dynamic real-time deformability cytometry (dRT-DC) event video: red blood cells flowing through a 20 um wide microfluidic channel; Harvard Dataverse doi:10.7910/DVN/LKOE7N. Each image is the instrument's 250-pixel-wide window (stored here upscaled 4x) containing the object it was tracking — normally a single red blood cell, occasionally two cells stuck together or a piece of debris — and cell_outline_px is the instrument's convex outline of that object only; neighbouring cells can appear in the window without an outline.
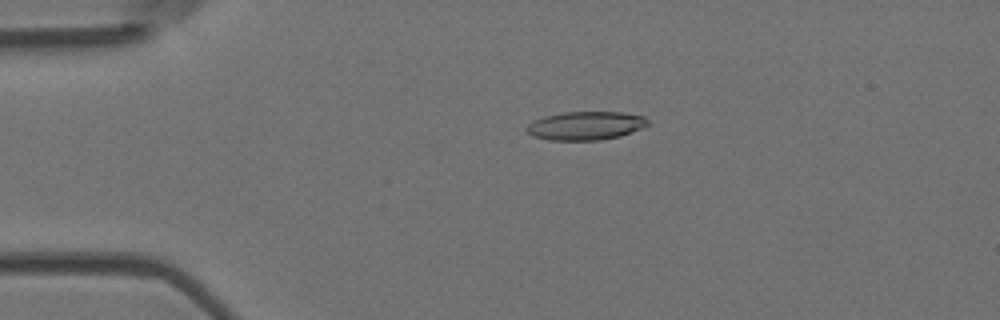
{"species": "Egyptian fruit bat (a non-hibernating species)", "species_latin": "Rousettus aegyptiacus", "temperature_condition": "room temperature", "stored_images_in_passage": 4, "camera_frame_rate_fps": 3000, "um_per_image_px": 0.085, "animal": {"sex": "female"}, "frame": {"image": 1, "passage_image": 3, "time_ms": 0.667, "image_size_px": [1000, 320], "cell_outline_px": [[648, 124], [640, 128], [620, 136], [600, 140], [548, 140], [532, 136], [524, 128], [532, 120], [544, 116], [564, 112], [624, 112], [644, 116], [648, 120]], "centroid_in_image_um": [49.73, 10.68], "position_along_channel_um": 35.3, "area_um2": 20.17}}